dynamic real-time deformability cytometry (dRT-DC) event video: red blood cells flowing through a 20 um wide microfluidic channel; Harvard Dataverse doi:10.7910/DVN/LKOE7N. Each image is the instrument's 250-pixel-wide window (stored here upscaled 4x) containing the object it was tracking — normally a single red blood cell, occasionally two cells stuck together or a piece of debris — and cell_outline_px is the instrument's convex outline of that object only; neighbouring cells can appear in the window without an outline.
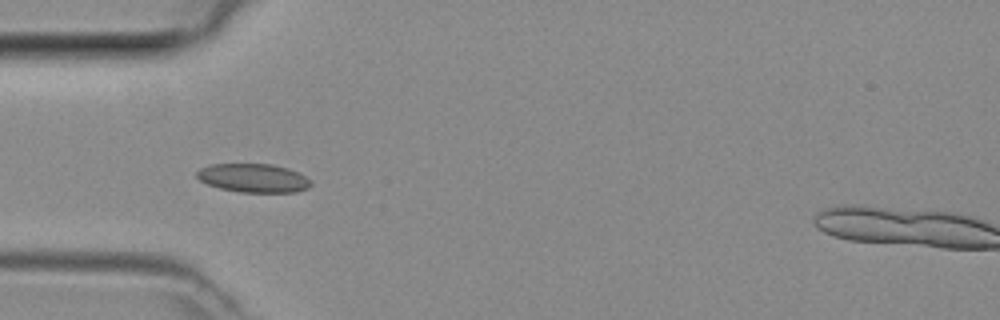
{"species": "common noctule bat (a hibernating species)", "species_latin": "Nyctalus noctula", "temperature_condition": "room temperature", "stored_images_in_passage": 3, "camera_frame_rate_fps": 3000, "um_per_image_px": 0.085, "animal": {"sex": "female", "body_mass_g": 29.2, "forearm_length_mm": 56.3}, "frame": {"image": 1, "passage_image": 3, "time_ms": 0.667, "image_size_px": [1000, 320], "cell_outline_px": [[312, 184], [308, 188], [296, 192], [240, 192], [220, 188], [208, 184], [200, 180], [196, 176], [196, 172], [200, 168], [212, 164], [272, 164], [288, 168], [312, 180]], "centroid_in_image_um": [21.55, 15.13], "position_along_channel_um": 63.5, "area_um2": 19.02}}